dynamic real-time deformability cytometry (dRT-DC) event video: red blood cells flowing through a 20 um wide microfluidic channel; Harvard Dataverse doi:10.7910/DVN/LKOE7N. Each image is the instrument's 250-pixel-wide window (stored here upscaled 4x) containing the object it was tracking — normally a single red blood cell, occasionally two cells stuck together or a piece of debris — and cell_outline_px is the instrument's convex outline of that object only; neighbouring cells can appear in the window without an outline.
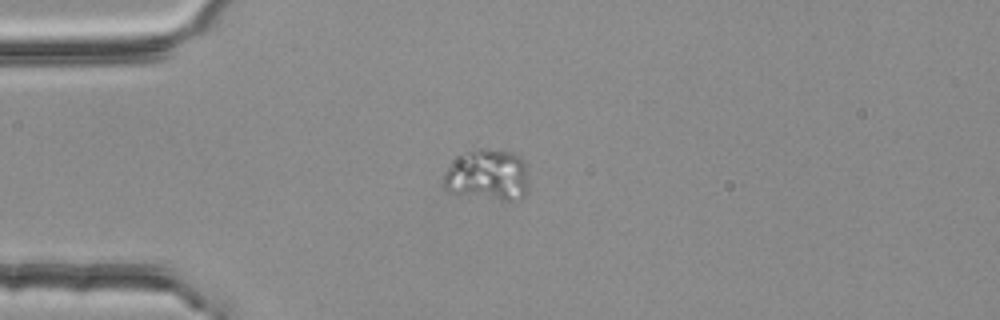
{"species": "common noctule bat (a hibernating species)", "species_latin": "Nyctalus noctula", "temperature_condition": "room temperature", "stored_images_in_passage": 1, "camera_frame_rate_fps": 3000, "um_per_image_px": 0.085, "animal": {"sex": "female", "body_mass_g": 25.1}, "frame": {"image": 1, "passage_image": 1, "time_ms": 0.0, "image_size_px": [1000, 320], "cell_outline_px": [[528, 192], [524, 196], [508, 200], [500, 200], [452, 192], [444, 188], [440, 184], [444, 172], [464, 152], [480, 148], [512, 152], [520, 156], [524, 160], [528, 180]], "centroid_in_image_um": [41.45, 14.87], "position_along_channel_um": 43.5, "area_um2": 25.43}}